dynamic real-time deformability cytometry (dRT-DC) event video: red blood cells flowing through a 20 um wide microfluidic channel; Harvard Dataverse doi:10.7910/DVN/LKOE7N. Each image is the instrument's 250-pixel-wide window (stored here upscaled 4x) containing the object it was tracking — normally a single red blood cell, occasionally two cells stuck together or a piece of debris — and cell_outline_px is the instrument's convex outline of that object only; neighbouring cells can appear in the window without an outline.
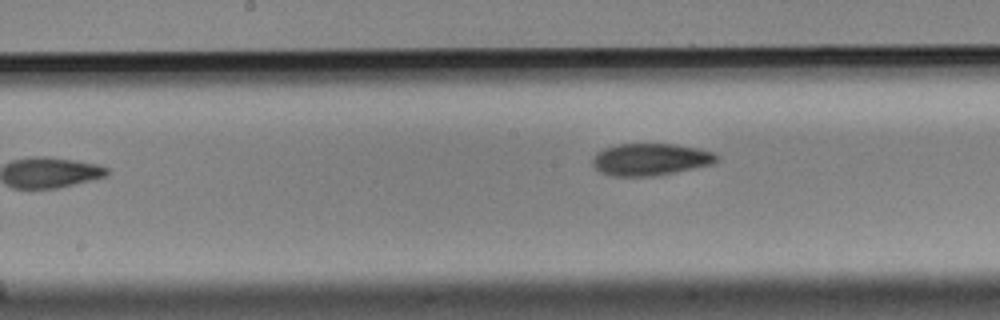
{"species": "Egyptian fruit bat (a non-hibernating species)", "species_latin": "Rousettus aegyptiacus", "temperature_condition": "cold", "stored_images_in_passage": 8, "camera_frame_rate_fps": 3000, "um_per_image_px": 0.085, "animal": {"sex": "male"}, "frame": {"image": 1, "passage_image": 8, "time_ms": 2.333, "image_size_px": [1000, 320], "cell_outline_px": [[720, 156], [712, 164], [652, 176], [612, 176], [600, 172], [592, 164], [592, 160], [596, 152], [604, 148], [620, 144], [672, 144], [700, 148], [716, 152]], "centroid_in_image_um": [55.29, 13.54], "position_along_channel_um": 192.9, "area_um2": 23.12}}